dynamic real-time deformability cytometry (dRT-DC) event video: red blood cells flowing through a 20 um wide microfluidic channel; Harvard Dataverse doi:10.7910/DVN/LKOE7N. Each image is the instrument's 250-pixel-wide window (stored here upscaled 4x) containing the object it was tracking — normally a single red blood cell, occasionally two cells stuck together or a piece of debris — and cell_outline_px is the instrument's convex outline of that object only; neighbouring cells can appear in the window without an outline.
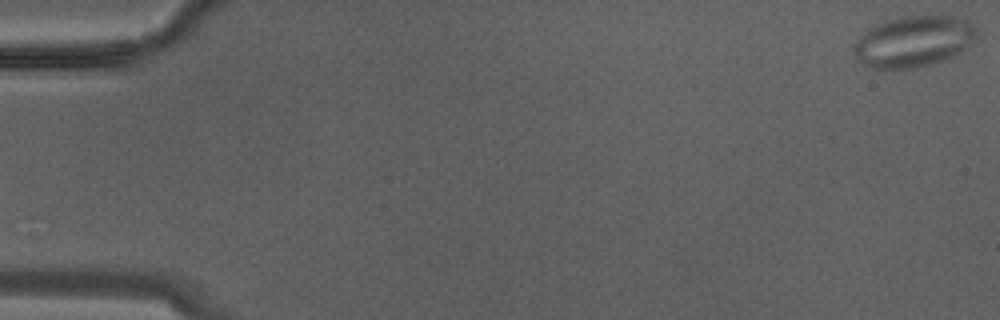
{"species": "Egyptian fruit bat (a non-hibernating species)", "species_latin": "Rousettus aegyptiacus", "temperature_condition": "warm", "stored_images_in_passage": 12, "camera_frame_rate_fps": 3000, "um_per_image_px": 0.085, "animal": {"sex": "male"}, "frame": {"image": 1, "passage_image": 1, "time_ms": 0.0, "image_size_px": [1000, 320], "cell_outline_px": [[976, 32], [968, 48], [952, 56], [916, 68], [872, 68], [864, 64], [860, 60], [852, 48], [852, 44], [868, 28], [876, 24], [888, 20], [904, 16], [952, 16], [968, 20], [976, 28]], "centroid_in_image_um": [77.63, 3.51], "position_along_channel_um": 7.4, "area_um2": 36.13}}
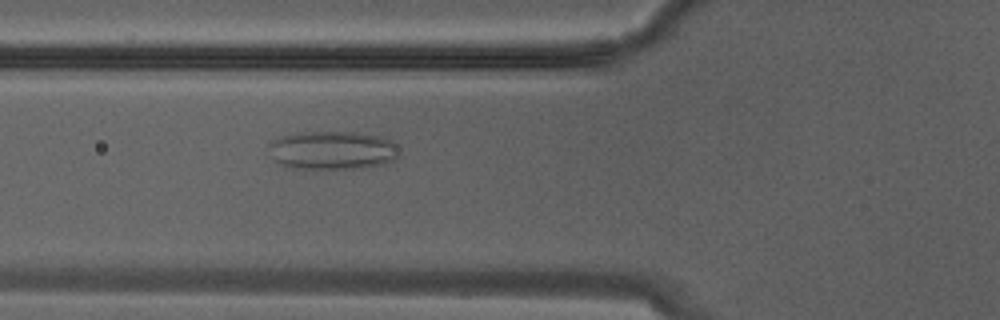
{"frame": {"image": 2, "passage_image": 12, "time_ms": 3.667, "image_size_px": [1000, 320], "cell_outline_px": [[400, 156], [396, 160], [388, 164], [364, 168], [292, 168], [280, 164], [276, 160], [268, 144], [272, 140], [284, 136], [300, 132], [356, 132], [380, 136], [392, 140], [396, 144]], "centroid_in_image_um": [28.36, 12.77], "position_along_channel_um": 97.4, "area_um2": 29.36}}